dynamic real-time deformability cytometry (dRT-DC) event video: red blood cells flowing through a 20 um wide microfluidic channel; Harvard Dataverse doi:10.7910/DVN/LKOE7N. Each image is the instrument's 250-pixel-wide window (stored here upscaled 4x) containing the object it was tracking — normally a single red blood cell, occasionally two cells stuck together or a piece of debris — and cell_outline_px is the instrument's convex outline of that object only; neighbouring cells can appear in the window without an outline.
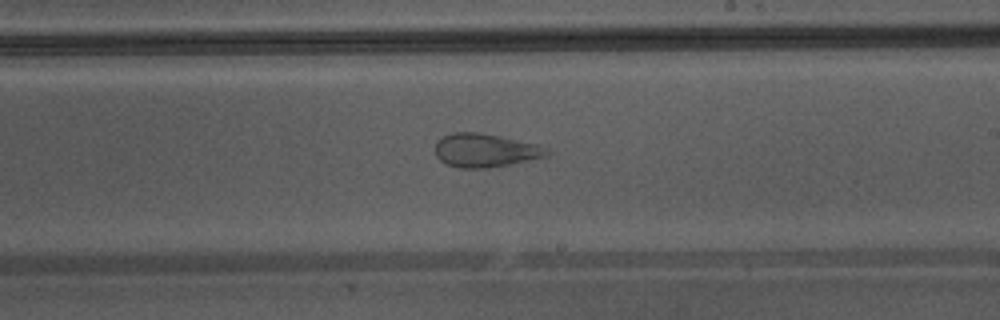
{"species": "Egyptian fruit bat (a non-hibernating species)", "species_latin": "Rousettus aegyptiacus", "temperature_condition": "warm", "stored_images_in_passage": 27, "camera_frame_rate_fps": 3000, "um_per_image_px": 0.085, "animal": {"sex": "male"}, "frame": {"image": 1, "passage_image": 16, "time_ms": 5.0, "image_size_px": [1000, 320], "cell_outline_px": [[552, 152], [548, 156], [512, 164], [488, 168], [460, 168], [448, 164], [440, 160], [436, 156], [436, 140], [452, 132], [476, 132], [500, 136], [540, 144], [548, 148]], "centroid_in_image_um": [41.3, 12.78], "position_along_channel_um": 247.7, "area_um2": 22.08}, "authors_computed_cell_mechanics": {"area_um2": 24.0448, "velocity_mm_per_s": 4.3654, "shape_relaxation_time_tau1_ms": null, "shape_relaxation_time_tau2_ms": 0.7648, "deformation_change_tau1": null, "deformation_change_tau2": 0.0655}}